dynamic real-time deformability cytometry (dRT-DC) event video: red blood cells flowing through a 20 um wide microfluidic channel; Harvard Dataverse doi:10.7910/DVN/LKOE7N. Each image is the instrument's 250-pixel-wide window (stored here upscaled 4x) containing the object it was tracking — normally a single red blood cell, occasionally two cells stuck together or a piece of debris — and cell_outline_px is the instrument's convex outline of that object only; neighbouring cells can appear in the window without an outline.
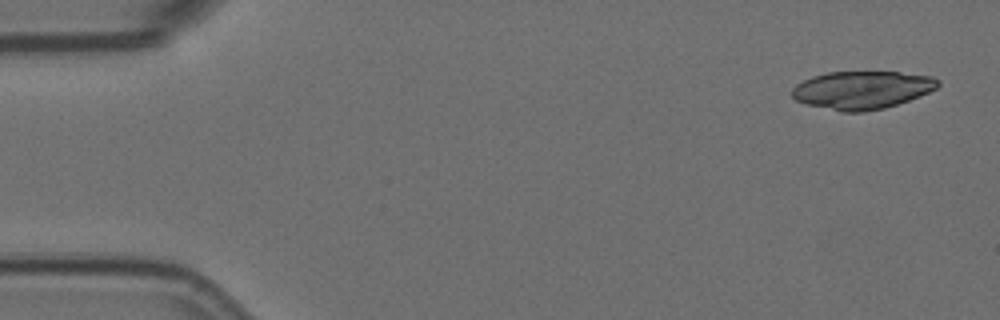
{"species": "Egyptian fruit bat (a non-hibernating species)", "species_latin": "Rousettus aegyptiacus", "temperature_condition": "room temperature", "stored_images_in_passage": 4, "camera_frame_rate_fps": 3000, "um_per_image_px": 0.085, "animal": {"sex": "female"}, "frame": {"image": 1, "passage_image": 1, "time_ms": 0.0, "image_size_px": [1000, 320], "cell_outline_px": [[940, 84], [936, 88], [920, 96], [884, 108], [864, 112], [844, 112], [804, 104], [796, 100], [792, 96], [792, 88], [796, 84], [812, 76], [828, 72], [900, 72], [932, 76], [940, 80]], "centroid_in_image_um": [73.26, 7.65], "position_along_channel_um": 11.7, "area_um2": 32.31}}